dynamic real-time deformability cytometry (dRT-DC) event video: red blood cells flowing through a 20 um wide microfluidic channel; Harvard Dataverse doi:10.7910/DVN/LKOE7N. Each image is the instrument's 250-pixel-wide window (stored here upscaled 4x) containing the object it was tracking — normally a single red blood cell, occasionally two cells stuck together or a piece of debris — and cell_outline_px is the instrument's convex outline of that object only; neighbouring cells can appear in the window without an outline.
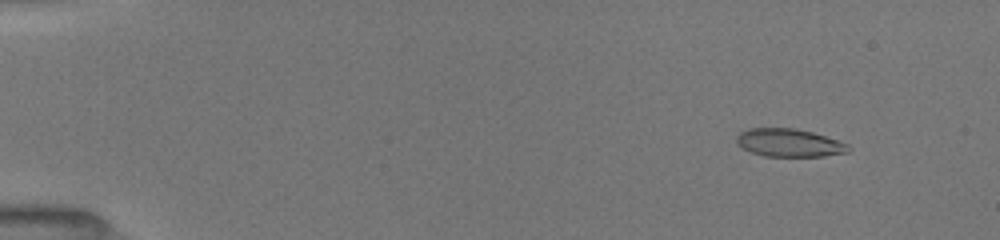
{"species": "common noctule bat (a hibernating species)", "species_latin": "Nyctalus noctula", "temperature_condition": "room temperature", "stored_images_in_passage": 9, "camera_frame_rate_fps": 3000, "um_per_image_px": 0.085, "animal": {"sex": "female", "body_mass_g": 19.5, "forearm_length_mm": 54.1}, "frame": {"image": 1, "passage_image": 2, "time_ms": 1.0, "image_size_px": [1000, 240], "cell_outline_px": [[852, 148], [848, 152], [824, 156], [764, 156], [752, 152], [744, 148], [736, 140], [736, 136], [740, 132], [748, 128], [796, 128], [812, 132], [848, 144]], "centroid_in_image_um": [67.09, 12.13], "position_along_channel_um": 17.9, "area_um2": 18.09}}
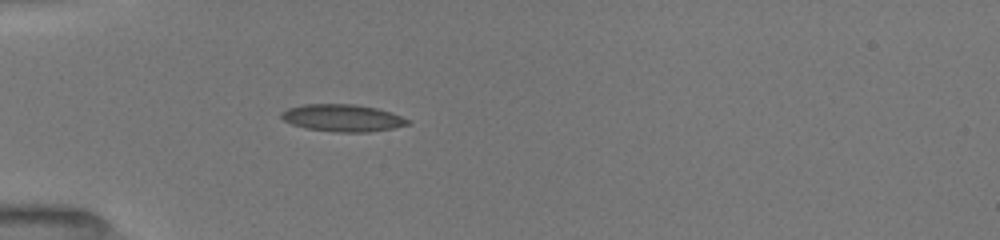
{"frame": {"image": 2, "passage_image": 7, "time_ms": 4.667, "image_size_px": [1000, 240], "cell_outline_px": [[412, 124], [392, 128], [368, 132], [336, 132], [304, 128], [292, 124], [284, 120], [280, 116], [280, 112], [288, 108], [304, 104], [352, 104], [376, 108], [412, 120]], "centroid_in_image_um": [29.11, 10.03], "position_along_channel_um": 55.9, "area_um2": 20.0}}
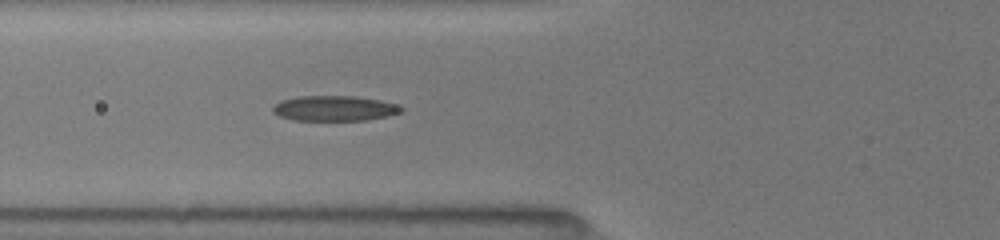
{"frame": {"image": 3, "passage_image": 9, "time_ms": 6.0, "image_size_px": [1000, 240], "cell_outline_px": [[404, 112], [368, 120], [292, 120], [280, 116], [272, 112], [272, 108], [280, 100], [296, 96], [356, 96], [380, 100], [396, 104], [404, 108]], "centroid_in_image_um": [28.43, 9.2], "position_along_channel_um": 97.4, "area_um2": 19.02}}